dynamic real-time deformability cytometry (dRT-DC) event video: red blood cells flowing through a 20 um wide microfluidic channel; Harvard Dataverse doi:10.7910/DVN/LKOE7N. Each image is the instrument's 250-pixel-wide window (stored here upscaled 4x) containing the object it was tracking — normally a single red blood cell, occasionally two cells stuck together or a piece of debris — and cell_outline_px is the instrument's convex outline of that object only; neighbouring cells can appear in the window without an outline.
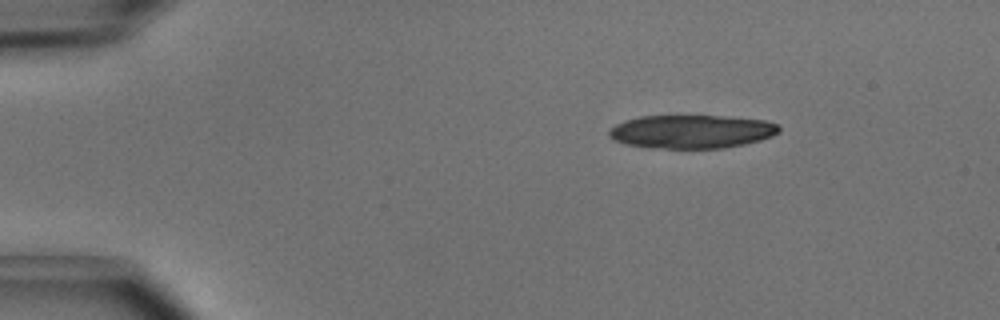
{"species": "common noctule bat (a hibernating species)", "species_latin": "Nyctalus noctula", "temperature_condition": "cold", "stored_images_in_passage": 13, "camera_frame_rate_fps": 3000, "um_per_image_px": 0.085, "animal": {"sex": "male", "body_mass_g": 15.6}, "frame": {"image": 1, "passage_image": 1, "time_ms": 0.0, "image_size_px": [1000, 320], "cell_outline_px": [[780, 132], [772, 136], [760, 140], [744, 144], [724, 148], [648, 148], [624, 144], [612, 140], [608, 136], [608, 132], [616, 124], [624, 120], [640, 116], [724, 116], [764, 120], [780, 124]], "centroid_in_image_um": [58.77, 11.19], "position_along_channel_um": 26.2, "area_um2": 33.41}}